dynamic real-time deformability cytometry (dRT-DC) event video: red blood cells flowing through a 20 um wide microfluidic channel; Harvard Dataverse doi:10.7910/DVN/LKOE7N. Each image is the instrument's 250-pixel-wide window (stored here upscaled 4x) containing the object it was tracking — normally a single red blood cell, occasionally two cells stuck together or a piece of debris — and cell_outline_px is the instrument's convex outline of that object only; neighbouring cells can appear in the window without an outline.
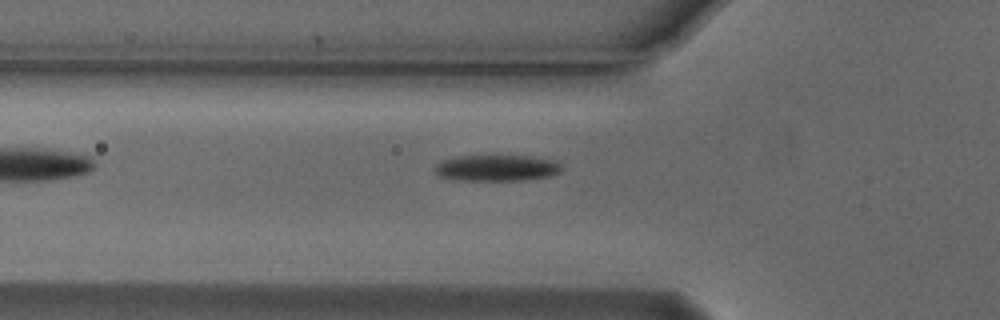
{"species": "Egyptian fruit bat (a non-hibernating species)", "species_latin": "Rousettus aegyptiacus", "temperature_condition": "cold", "stored_images_in_passage": 3, "camera_frame_rate_fps": 3000, "um_per_image_px": 0.085, "animal": {"sex": "male"}, "frame": {"image": 1, "passage_image": 3, "time_ms": 0.667, "image_size_px": [1000, 320], "cell_outline_px": [[564, 168], [560, 172], [552, 176], [520, 180], [456, 180], [436, 176], [432, 168], [440, 160], [456, 156], [532, 156], [556, 160]], "centroid_in_image_um": [42.19, 14.27], "position_along_channel_um": 83.6, "area_um2": 19.77}}